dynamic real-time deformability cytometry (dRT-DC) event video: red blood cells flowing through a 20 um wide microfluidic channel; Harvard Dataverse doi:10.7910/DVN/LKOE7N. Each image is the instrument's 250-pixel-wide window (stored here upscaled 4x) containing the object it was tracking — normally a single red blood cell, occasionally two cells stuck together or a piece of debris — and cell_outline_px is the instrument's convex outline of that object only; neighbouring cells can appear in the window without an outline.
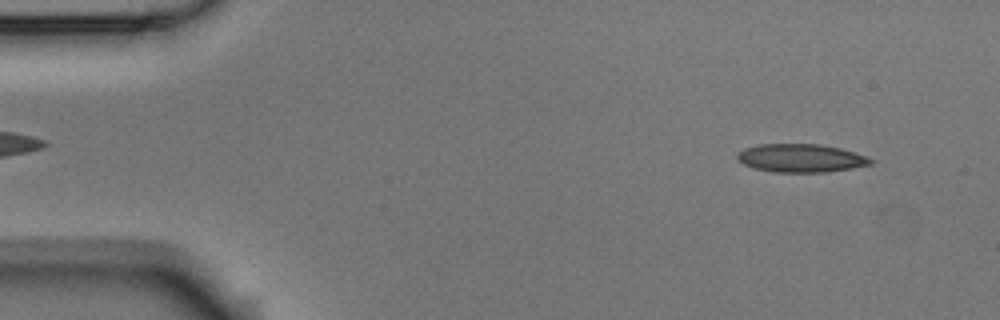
{"species": "Egyptian fruit bat (a non-hibernating species)", "species_latin": "Rousettus aegyptiacus", "temperature_condition": "room temperature", "stored_images_in_passage": 4, "segment_of_instrument_passage": [2, 2], "camera_frame_rate_fps": 3000, "um_per_image_px": 0.085, "animal": {"sex": "male"}, "frame": {"image": 1, "passage_image": 4, "time_ms": 1.0, "image_size_px": [1000, 320], "cell_outline_px": [[876, 160], [872, 164], [852, 168], [828, 172], [772, 172], [756, 168], [744, 164], [736, 160], [736, 152], [744, 148], [760, 144], [820, 144], [840, 148], [868, 156]], "centroid_in_image_um": [68.08, 13.44], "position_along_channel_um": 16.9, "area_um2": 22.2}}